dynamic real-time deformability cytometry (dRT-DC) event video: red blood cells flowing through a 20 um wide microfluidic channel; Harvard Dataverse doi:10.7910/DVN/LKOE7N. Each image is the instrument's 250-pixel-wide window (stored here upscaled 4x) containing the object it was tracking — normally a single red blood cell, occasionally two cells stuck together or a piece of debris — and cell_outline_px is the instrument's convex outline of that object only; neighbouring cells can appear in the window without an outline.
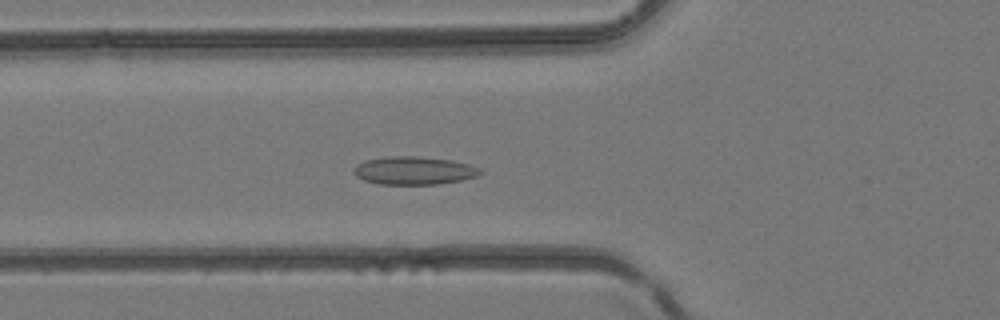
{"species": "common noctule bat (a hibernating species)", "species_latin": "Nyctalus noctula", "temperature_condition": "room temperature", "stored_images_in_passage": 34, "camera_frame_rate_fps": 3000, "um_per_image_px": 0.085, "animal": {"sex": "female", "body_mass_g": 24.6, "forearm_length_mm": 56.2}, "frame": {"image": 1, "passage_image": 10, "time_ms": 3.0, "image_size_px": [1000, 320], "cell_outline_px": [[484, 172], [476, 176], [460, 180], [436, 184], [380, 184], [364, 180], [356, 176], [352, 172], [356, 164], [368, 160], [388, 156], [416, 156], [452, 160], [468, 164], [480, 168]], "centroid_in_image_um": [35.18, 14.49], "position_along_channel_um": 90.6, "area_um2": 20.58}}
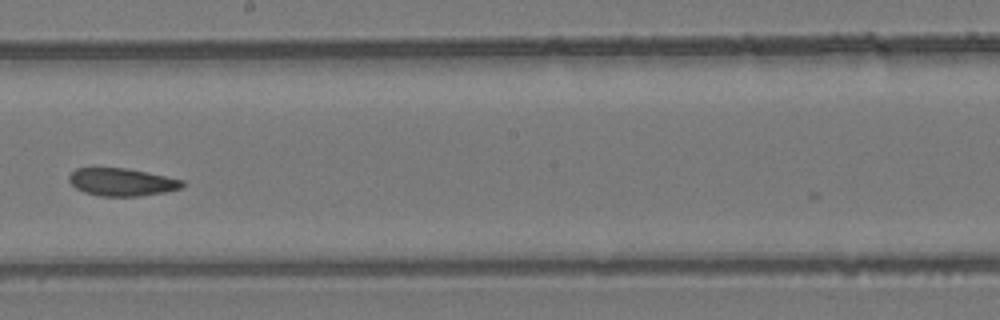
{"frame": {"image": 2, "passage_image": 19, "time_ms": 6.0, "image_size_px": [1000, 320], "cell_outline_px": [[184, 184], [180, 188], [164, 192], [136, 196], [100, 196], [84, 192], [76, 188], [68, 180], [68, 176], [76, 168], [124, 168], [184, 180]], "centroid_in_image_um": [10.31, 15.48], "position_along_channel_um": 237.9, "area_um2": 17.98}}
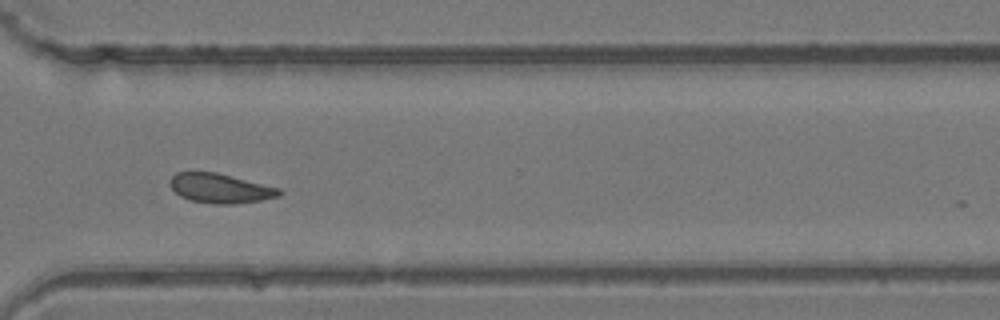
{"frame": {"image": 3, "passage_image": 26, "time_ms": 8.333, "image_size_px": [1000, 320], "cell_outline_px": [[280, 196], [260, 200], [236, 204], [212, 204], [192, 200], [180, 196], [168, 184], [172, 176], [176, 172], [216, 172], [280, 188]], "centroid_in_image_um": [18.7, 16.0], "position_along_channel_um": 351.9, "area_um2": 18.67}}